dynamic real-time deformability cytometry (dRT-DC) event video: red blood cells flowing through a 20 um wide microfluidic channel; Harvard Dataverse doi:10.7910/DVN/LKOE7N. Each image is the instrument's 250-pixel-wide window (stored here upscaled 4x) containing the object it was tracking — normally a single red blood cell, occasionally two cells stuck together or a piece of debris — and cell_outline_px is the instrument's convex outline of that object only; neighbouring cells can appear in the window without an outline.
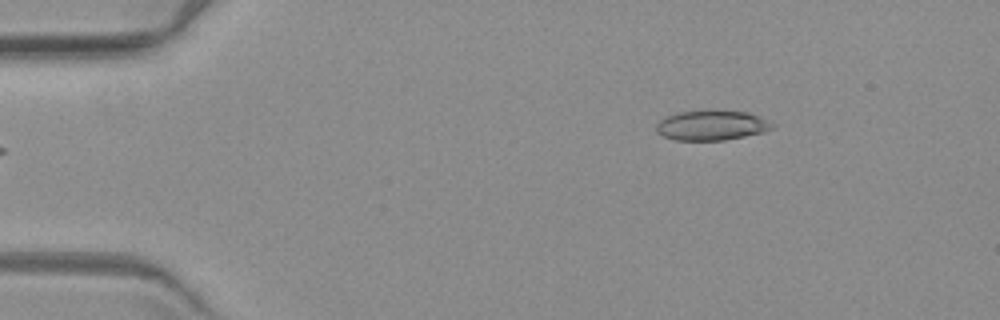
{"species": "common noctule bat (a hibernating species)", "species_latin": "Nyctalus noctula", "temperature_condition": "warm", "stored_images_in_passage": 3, "camera_frame_rate_fps": 3000, "um_per_image_px": 0.085, "animal": {"sex": "female", "body_mass_g": 19.3, "forearm_length_mm": 54.1}, "frame": {"image": 1, "passage_image": 3, "time_ms": 3.0, "image_size_px": [1000, 320], "cell_outline_px": [[776, 124], [772, 128], [764, 132], [724, 140], [676, 140], [664, 136], [656, 132], [656, 124], [660, 120], [676, 112], [712, 108], [716, 108], [748, 112], [760, 116]], "centroid_in_image_um": [60.51, 10.61], "position_along_channel_um": 24.5, "area_um2": 20.87}}